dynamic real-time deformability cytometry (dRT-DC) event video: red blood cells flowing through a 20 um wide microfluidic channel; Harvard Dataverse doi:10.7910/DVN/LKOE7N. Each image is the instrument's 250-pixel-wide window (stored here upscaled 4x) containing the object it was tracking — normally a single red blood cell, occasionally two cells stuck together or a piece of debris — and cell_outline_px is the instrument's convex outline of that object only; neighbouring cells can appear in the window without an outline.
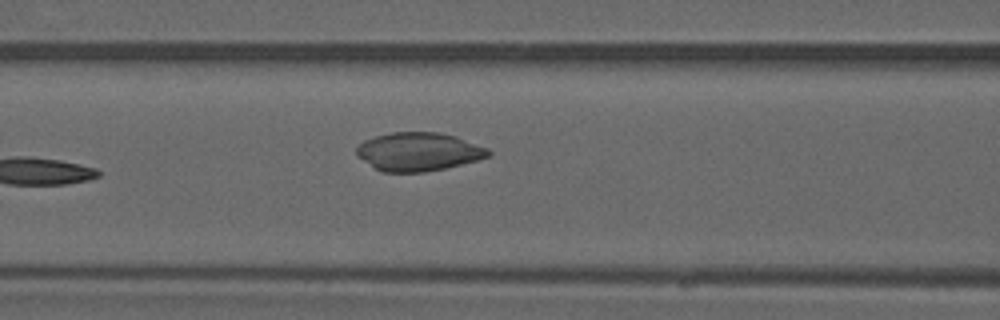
{"species": "common noctule bat (a hibernating species)", "species_latin": "Nyctalus noctula", "temperature_condition": "warm", "stored_images_in_passage": 6, "camera_frame_rate_fps": 3000, "um_per_image_px": 0.085, "animal": {"sex": "male", "forearm_length_mm": 52.5}, "frame": {"image": 1, "passage_image": 6, "time_ms": 6.0, "image_size_px": [1000, 320], "cell_outline_px": [[492, 152], [488, 156], [476, 160], [444, 168], [424, 172], [380, 172], [356, 156], [356, 148], [364, 140], [376, 136], [392, 132], [440, 132], [456, 136], [488, 148]], "centroid_in_image_um": [35.54, 12.89], "position_along_channel_um": 131.1, "area_um2": 29.54}}